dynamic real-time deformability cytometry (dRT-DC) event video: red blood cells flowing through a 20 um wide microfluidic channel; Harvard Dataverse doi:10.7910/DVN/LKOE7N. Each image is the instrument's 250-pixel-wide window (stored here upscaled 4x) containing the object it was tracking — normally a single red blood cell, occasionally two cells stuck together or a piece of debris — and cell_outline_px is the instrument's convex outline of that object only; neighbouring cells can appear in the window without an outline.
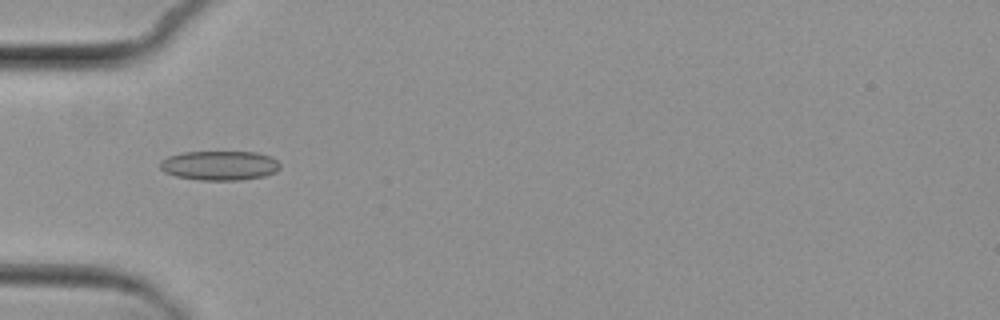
{"species": "common noctule bat (a hibernating species)", "species_latin": "Nyctalus noctula", "temperature_condition": "cold", "stored_images_in_passage": 6, "camera_frame_rate_fps": 3000, "um_per_image_px": 0.085, "animal": {"sex": "female", "body_mass_g": 29.2, "forearm_length_mm": 56.3}, "frame": {"image": 1, "passage_image": 5, "time_ms": 5.333, "image_size_px": [1000, 320], "cell_outline_px": [[280, 168], [276, 172], [264, 176], [240, 180], [200, 180], [176, 176], [164, 172], [160, 168], [160, 160], [168, 156], [184, 152], [256, 152], [268, 156], [276, 160], [280, 164]], "centroid_in_image_um": [18.65, 14.07], "position_along_channel_um": 66.4, "area_um2": 20.58}}
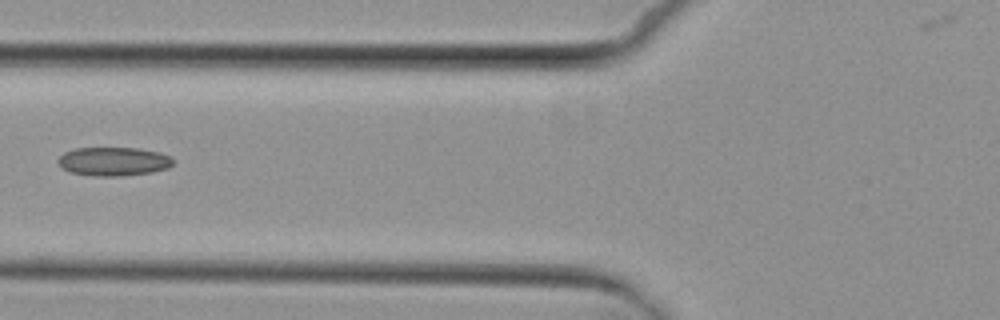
{"frame": {"image": 2, "passage_image": 6, "time_ms": 6.667, "image_size_px": [1000, 320], "cell_outline_px": [[176, 160], [168, 168], [152, 172], [120, 176], [96, 176], [72, 172], [64, 168], [56, 160], [64, 152], [76, 148], [136, 148], [160, 152], [172, 156]], "centroid_in_image_um": [9.71, 13.71], "position_along_channel_um": 116.1, "area_um2": 19.25}}